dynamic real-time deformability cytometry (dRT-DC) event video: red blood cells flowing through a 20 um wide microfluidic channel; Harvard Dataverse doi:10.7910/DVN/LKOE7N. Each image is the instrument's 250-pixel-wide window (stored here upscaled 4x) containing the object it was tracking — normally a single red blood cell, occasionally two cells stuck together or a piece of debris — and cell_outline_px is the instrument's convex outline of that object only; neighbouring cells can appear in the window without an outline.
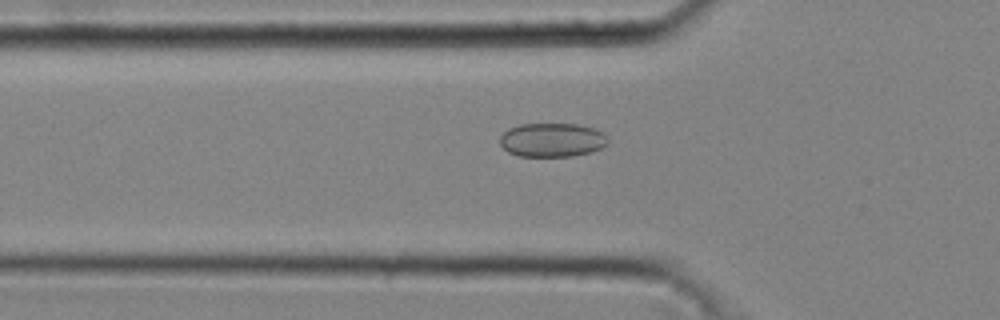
{"species": "common noctule bat (a hibernating species)", "species_latin": "Nyctalus noctula", "temperature_condition": "cold", "stored_images_in_passage": 31, "camera_frame_rate_fps": 3000, "um_per_image_px": 0.085, "animal": {"sex": "male", "body_mass_g": 20.4}, "frame": {"image": 1, "passage_image": 6, "time_ms": 1.667, "image_size_px": [1000, 320], "cell_outline_px": [[608, 144], [592, 152], [572, 156], [516, 156], [508, 152], [500, 144], [500, 136], [508, 128], [520, 124], [580, 124], [592, 128], [600, 132], [608, 140]], "centroid_in_image_um": [46.89, 11.9], "position_along_channel_um": 78.9, "area_um2": 21.33}}
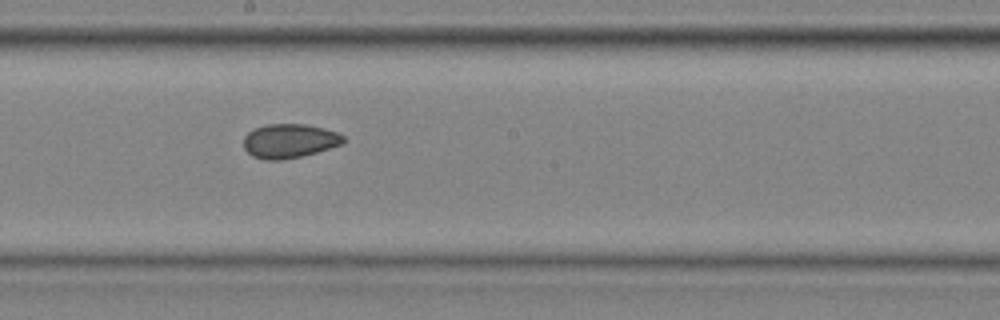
{"frame": {"image": 2, "passage_image": 16, "time_ms": 5.0, "image_size_px": [1000, 320], "cell_outline_px": [[348, 140], [340, 144], [316, 152], [284, 160], [264, 160], [252, 156], [244, 148], [244, 136], [248, 132], [256, 128], [268, 124], [308, 124], [324, 128], [336, 132], [344, 136]], "centroid_in_image_um": [24.6, 11.98], "position_along_channel_um": 223.6, "area_um2": 19.83}}
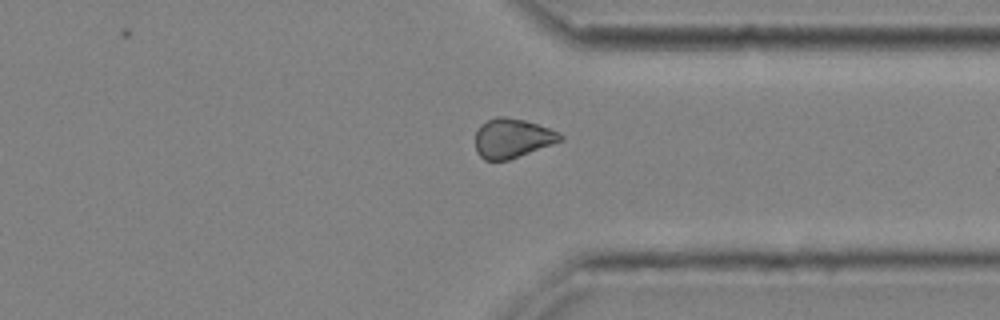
{"frame": {"image": 3, "passage_image": 26, "time_ms": 8.333, "image_size_px": [1000, 320], "cell_outline_px": [[564, 140], [508, 160], [484, 160], [476, 152], [476, 132], [480, 124], [496, 116], [504, 116], [524, 120], [560, 132], [564, 136]], "centroid_in_image_um": [43.55, 11.74], "position_along_channel_um": 367.9, "area_um2": 19.48}}